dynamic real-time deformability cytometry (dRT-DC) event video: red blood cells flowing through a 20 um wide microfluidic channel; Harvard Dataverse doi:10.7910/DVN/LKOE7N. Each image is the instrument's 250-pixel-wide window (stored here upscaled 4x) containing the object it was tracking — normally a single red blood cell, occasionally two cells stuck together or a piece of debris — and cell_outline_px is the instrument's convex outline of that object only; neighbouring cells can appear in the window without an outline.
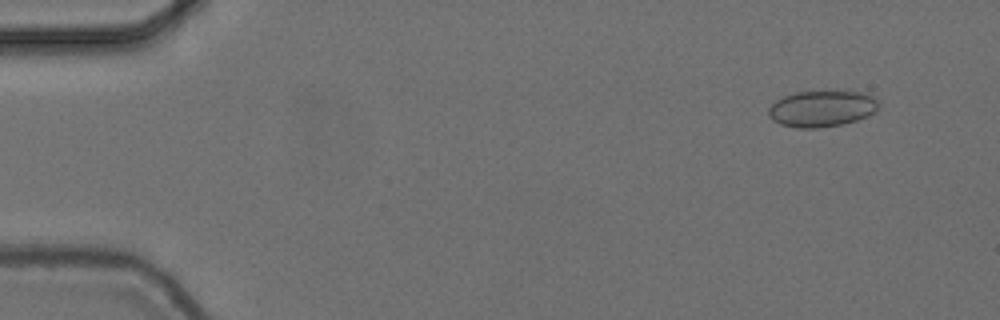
{"species": "common noctule bat (a hibernating species)", "species_latin": "Nyctalus noctula", "temperature_condition": "cold", "stored_images_in_passage": 18, "camera_frame_rate_fps": 3000, "um_per_image_px": 0.085, "animal": {"sex": "female", "body_mass_g": 24.6, "forearm_length_mm": 56.2}, "frame": {"image": 1, "passage_image": 5, "time_ms": 1.333, "image_size_px": [1000, 320], "cell_outline_px": [[880, 104], [868, 116], [856, 120], [840, 124], [820, 128], [796, 128], [780, 124], [772, 120], [768, 116], [768, 108], [776, 100], [784, 96], [796, 92], [868, 92], [876, 96], [880, 100]], "centroid_in_image_um": [69.87, 9.23], "position_along_channel_um": 15.1, "area_um2": 23.35}}